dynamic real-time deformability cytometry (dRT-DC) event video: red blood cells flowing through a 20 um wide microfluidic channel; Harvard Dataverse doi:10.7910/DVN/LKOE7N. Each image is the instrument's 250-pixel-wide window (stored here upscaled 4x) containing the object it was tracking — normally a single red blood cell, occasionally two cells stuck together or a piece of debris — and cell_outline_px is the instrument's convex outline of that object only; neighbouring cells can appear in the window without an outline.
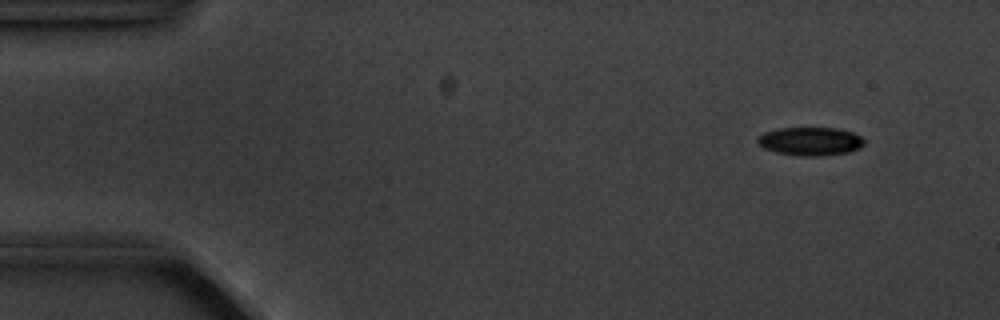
{"species": "common noctule bat (a hibernating species)", "species_latin": "Nyctalus noctula", "temperature_condition": "cold", "stored_images_in_passage": 6, "camera_frame_rate_fps": 3000, "um_per_image_px": 0.085, "animal": {"sex": "male", "body_mass_g": 20.1, "forearm_length_mm": 53.5}, "frame": {"image": 1, "passage_image": 2, "time_ms": 1.0, "image_size_px": [1000, 320], "cell_outline_px": [[864, 144], [860, 148], [848, 152], [820, 156], [796, 156], [776, 152], [764, 148], [756, 140], [756, 136], [764, 132], [780, 128], [840, 128], [852, 132], [860, 136], [864, 140]], "centroid_in_image_um": [68.87, 12.01], "position_along_channel_um": 16.1, "area_um2": 17.74}}